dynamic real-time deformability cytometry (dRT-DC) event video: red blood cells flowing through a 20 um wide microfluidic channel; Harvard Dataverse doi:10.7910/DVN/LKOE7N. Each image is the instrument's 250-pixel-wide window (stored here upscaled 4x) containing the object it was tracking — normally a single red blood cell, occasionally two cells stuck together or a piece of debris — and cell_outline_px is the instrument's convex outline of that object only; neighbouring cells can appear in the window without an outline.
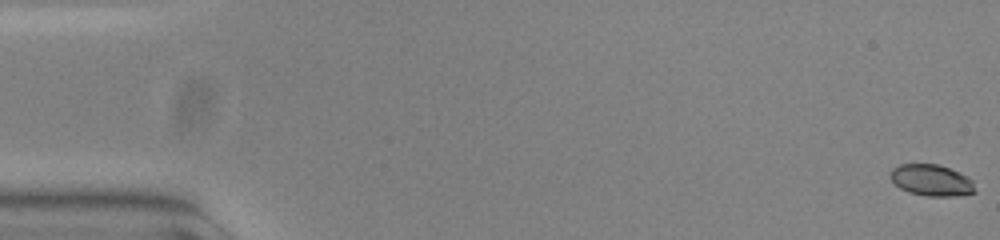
{"species": "common noctule bat (a hibernating species)", "species_latin": "Nyctalus noctula", "temperature_condition": "warm", "stored_images_in_passage": 17, "camera_frame_rate_fps": 3000, "um_per_image_px": 0.085, "animal": {"sex": "female", "body_mass_g": 23.0, "forearm_length_mm": 53.4}, "frame": {"image": 1, "passage_image": 1, "time_ms": 0.0, "image_size_px": [1000, 240], "cell_outline_px": [[976, 192], [956, 196], [928, 196], [908, 192], [900, 188], [888, 176], [888, 172], [892, 168], [900, 164], [936, 164], [948, 168], [968, 176], [972, 180]], "centroid_in_image_um": [79.15, 15.32], "position_along_channel_um": 5.9, "area_um2": 15.55}}
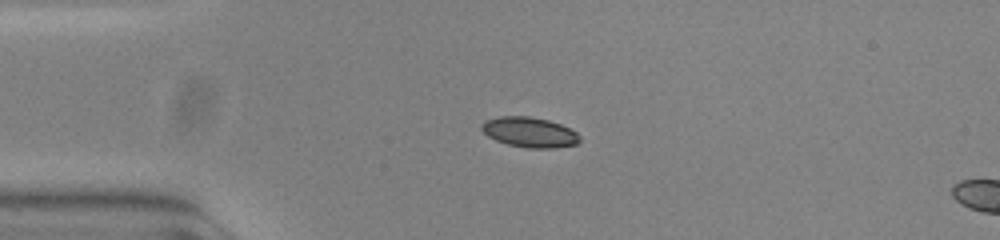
{"frame": {"image": 2, "passage_image": 14, "time_ms": 4.333, "image_size_px": [1000, 240], "cell_outline_px": [[580, 140], [576, 144], [556, 148], [528, 148], [508, 144], [496, 140], [488, 136], [480, 128], [480, 124], [484, 120], [500, 116], [528, 116], [548, 120], [560, 124], [576, 132], [580, 136]], "centroid_in_image_um": [44.99, 11.23], "position_along_channel_um": 40.0, "area_um2": 17.22}}